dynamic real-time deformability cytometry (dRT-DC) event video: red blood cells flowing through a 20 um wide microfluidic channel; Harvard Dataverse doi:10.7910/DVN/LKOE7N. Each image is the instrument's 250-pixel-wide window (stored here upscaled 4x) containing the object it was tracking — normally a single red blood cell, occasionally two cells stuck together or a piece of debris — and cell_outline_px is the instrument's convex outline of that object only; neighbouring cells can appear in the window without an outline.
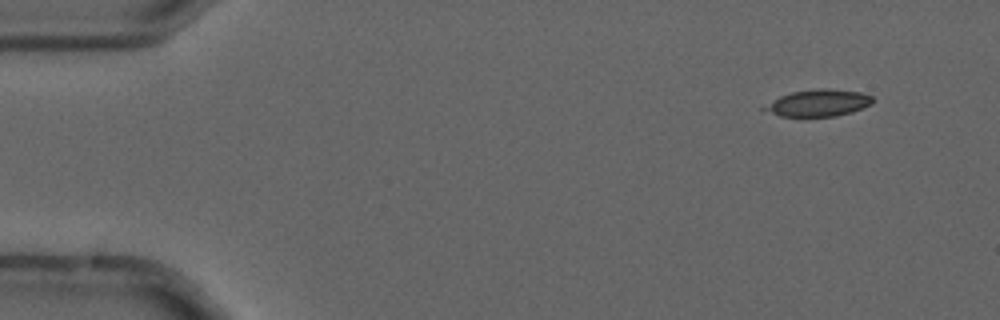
{"species": "common noctule bat (a hibernating species)", "species_latin": "Nyctalus noctula", "temperature_condition": "cold", "stored_images_in_passage": 5, "camera_frame_rate_fps": 3000, "um_per_image_px": 0.085, "animal": {"sex": "male", "forearm_length_mm": 52.5}, "frame": {"image": 1, "passage_image": 1, "time_ms": 0.0, "image_size_px": [1000, 320], "cell_outline_px": [[876, 100], [872, 104], [852, 112], [836, 116], [780, 116], [760, 108], [780, 96], [792, 92], [820, 88], [828, 88], [860, 92], [872, 96]], "centroid_in_image_um": [69.61, 8.74], "position_along_channel_um": 15.4, "area_um2": 16.88}}
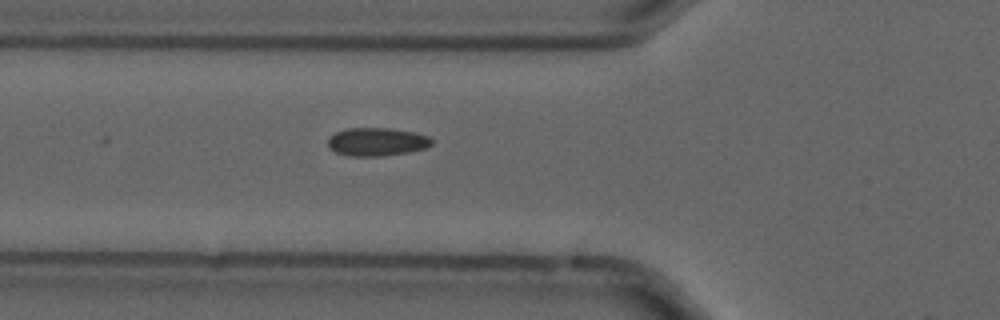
{"frame": {"image": 2, "passage_image": 5, "time_ms": 1.333, "image_size_px": [1000, 320], "cell_outline_px": [[432, 144], [428, 148], [412, 152], [380, 156], [348, 156], [336, 152], [328, 148], [328, 140], [336, 132], [348, 128], [392, 128], [416, 132], [428, 136], [432, 140]], "centroid_in_image_um": [32.07, 12.06], "position_along_channel_um": 93.7, "area_um2": 17.28}}